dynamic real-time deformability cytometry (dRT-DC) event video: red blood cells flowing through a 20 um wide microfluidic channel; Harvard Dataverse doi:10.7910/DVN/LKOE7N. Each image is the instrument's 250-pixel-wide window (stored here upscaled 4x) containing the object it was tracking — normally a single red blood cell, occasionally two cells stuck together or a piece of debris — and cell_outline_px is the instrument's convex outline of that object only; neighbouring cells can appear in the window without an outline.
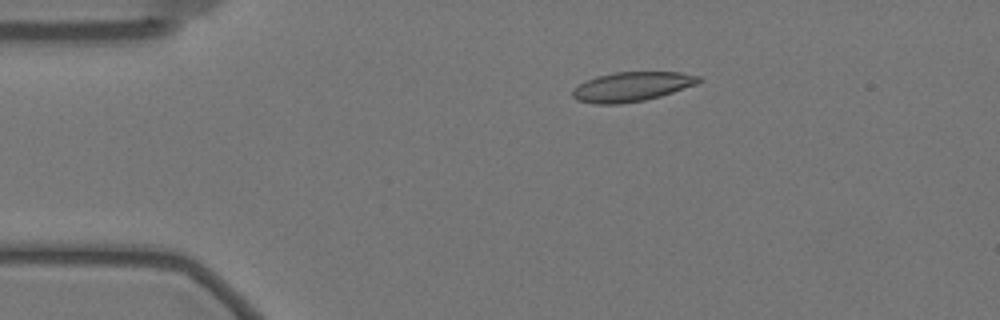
{"species": "Egyptian fruit bat (a non-hibernating species)", "species_latin": "Rousettus aegyptiacus", "temperature_condition": "warm", "stored_images_in_passage": 50, "camera_frame_rate_fps": 3000, "um_per_image_px": 0.085, "animal": {"sex": "female"}, "frame": {"image": 1, "passage_image": 3, "time_ms": 0.667, "image_size_px": [1000, 320], "cell_outline_px": [[704, 80], [696, 84], [660, 96], [644, 100], [620, 104], [596, 104], [576, 100], [572, 96], [572, 92], [580, 84], [596, 76], [616, 72], [680, 72], [700, 76]], "centroid_in_image_um": [53.72, 7.36], "position_along_channel_um": 31.3, "area_um2": 21.5}}
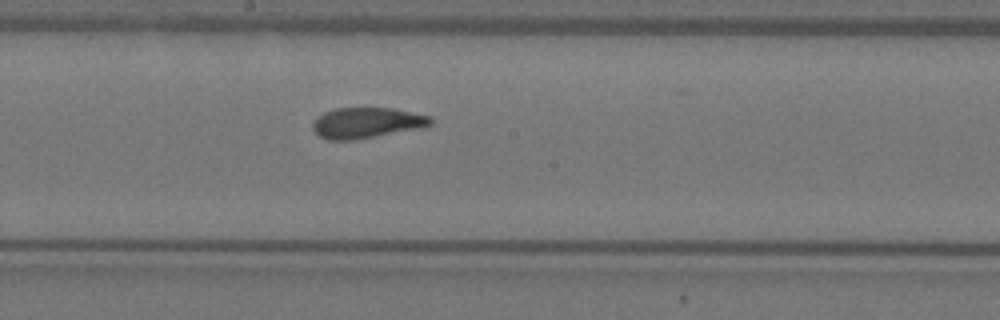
{"frame": {"image": 2, "passage_image": 23, "time_ms": 7.333, "image_size_px": [1000, 320], "cell_outline_px": [[432, 124], [420, 128], [352, 140], [328, 140], [320, 136], [312, 128], [312, 124], [324, 112], [336, 108], [392, 108], [428, 116], [432, 120]], "centroid_in_image_um": [31.14, 10.44], "position_along_channel_um": 217.1, "area_um2": 20.63}}
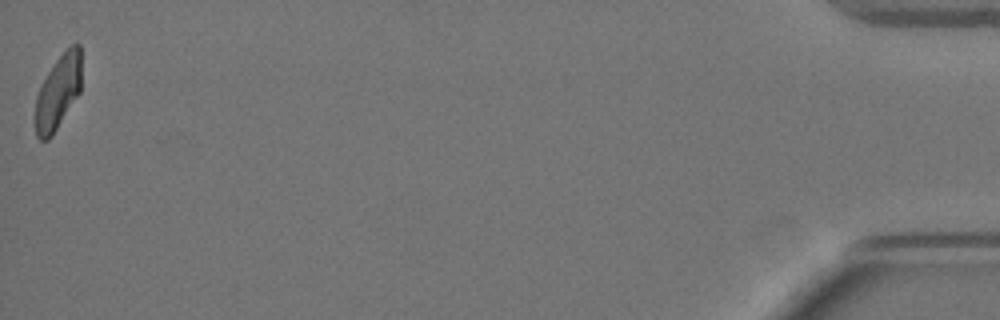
{"frame": {"image": 3, "passage_image": 50, "time_ms": 16.333, "image_size_px": [1000, 320], "cell_outline_px": [[80, 92], [52, 136], [48, 140], [40, 140], [36, 136], [36, 96], [40, 84], [56, 60], [72, 44], [80, 44]], "centroid_in_image_um": [4.92, 7.85], "position_along_channel_um": 430.3, "area_um2": 19.65}, "authors_computed_cell_mechanics": {"area_um2": 21.5016, "velocity_mm_per_s": 3.4697, "shape_relaxation_time_tau1_ms": 9.7531, "shape_relaxation_time_tau2_ms": 1.5091, "deformation_change_tau1": 0.2351, "deformation_change_tau2": 0.0649}}